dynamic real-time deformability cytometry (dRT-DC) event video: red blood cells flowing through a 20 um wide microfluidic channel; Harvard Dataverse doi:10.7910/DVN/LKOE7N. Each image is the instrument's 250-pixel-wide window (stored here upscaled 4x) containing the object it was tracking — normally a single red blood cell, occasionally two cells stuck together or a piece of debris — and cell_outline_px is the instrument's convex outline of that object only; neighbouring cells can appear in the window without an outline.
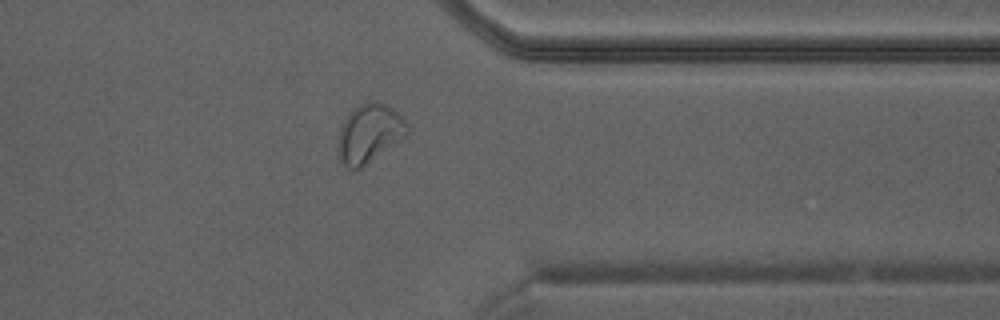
{"species": "Egyptian fruit bat (a non-hibernating species)", "species_latin": "Rousettus aegyptiacus", "temperature_condition": "warm", "stored_images_in_passage": 31, "camera_frame_rate_fps": 3000, "um_per_image_px": 0.085, "animal": {"sex": "male"}, "frame": {"image": 1, "passage_image": 27, "time_ms": 8.667, "image_size_px": [1000, 320], "cell_outline_px": [[408, 128], [404, 136], [360, 168], [348, 168], [340, 160], [340, 128], [348, 112], [352, 108], [368, 100], [376, 100], [388, 104], [408, 124]], "centroid_in_image_um": [31.39, 11.26], "position_along_channel_um": 380.0, "area_um2": 22.95}}